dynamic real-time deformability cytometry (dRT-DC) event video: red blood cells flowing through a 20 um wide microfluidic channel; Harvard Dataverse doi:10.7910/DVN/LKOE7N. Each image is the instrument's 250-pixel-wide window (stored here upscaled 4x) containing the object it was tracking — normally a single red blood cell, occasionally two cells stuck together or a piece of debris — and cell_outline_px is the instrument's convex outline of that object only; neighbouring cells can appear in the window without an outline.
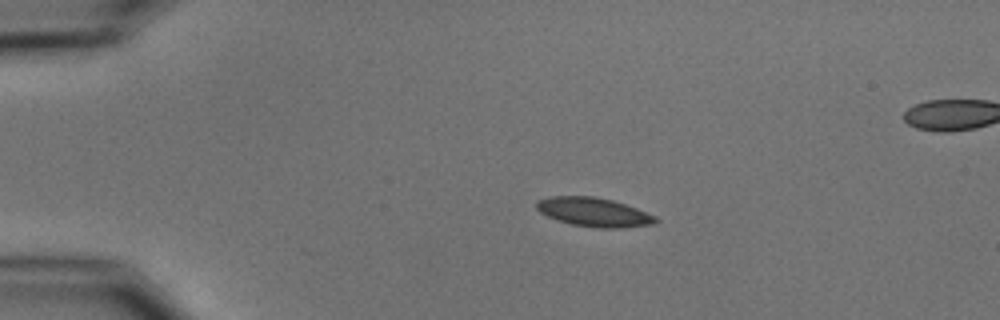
{"species": "common noctule bat (a hibernating species)", "species_latin": "Nyctalus noctula", "temperature_condition": "cold", "stored_images_in_passage": 3, "camera_frame_rate_fps": 3000, "um_per_image_px": 0.085, "animal": {"sex": "male", "body_mass_g": 15.6}, "frame": {"image": 1, "passage_image": 1, "time_ms": 0.0, "image_size_px": [1000, 320], "cell_outline_px": [[660, 220], [656, 224], [624, 228], [596, 228], [572, 224], [556, 220], [540, 212], [536, 208], [536, 200], [548, 196], [592, 196], [612, 200], [636, 208], [656, 216]], "centroid_in_image_um": [50.49, 18.04], "position_along_channel_um": 34.5, "area_um2": 20.29}}